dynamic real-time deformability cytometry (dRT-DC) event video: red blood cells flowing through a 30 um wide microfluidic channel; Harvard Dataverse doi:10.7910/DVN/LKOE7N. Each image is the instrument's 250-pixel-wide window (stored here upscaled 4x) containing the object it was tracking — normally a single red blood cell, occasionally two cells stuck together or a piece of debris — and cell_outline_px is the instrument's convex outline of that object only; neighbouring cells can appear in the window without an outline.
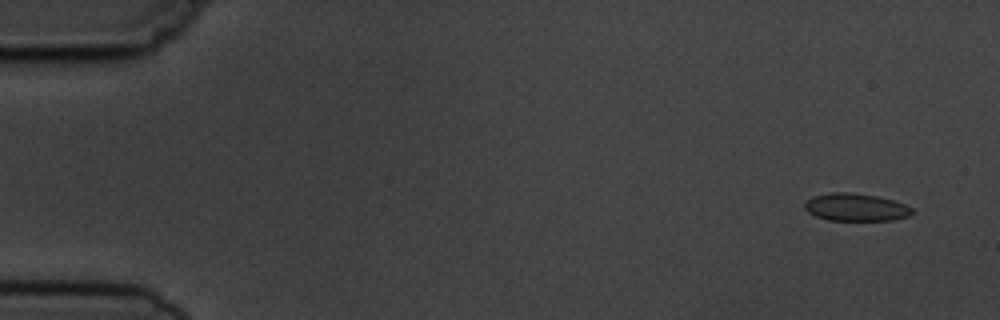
{"species": "common noctule bat (a hibernating species)", "species_latin": "Nyctalus noctula", "temperature_condition": "cold", "stored_images_in_passage": 4, "camera_frame_rate_fps": 3000, "um_per_image_px": 0.085, "animal": {"sex": "male", "body_mass_g": 19.5, "forearm_length_mm": 54.6}, "frame": {"image": 1, "passage_image": 1, "time_ms": 0.0, "image_size_px": [1000, 320], "cell_outline_px": [[912, 212], [908, 216], [892, 220], [828, 220], [816, 216], [808, 212], [804, 208], [804, 204], [812, 196], [832, 192], [848, 192], [876, 196], [892, 200], [904, 204], [912, 208]], "centroid_in_image_um": [72.71, 17.61], "position_along_channel_um": 12.3, "area_um2": 17.11}}